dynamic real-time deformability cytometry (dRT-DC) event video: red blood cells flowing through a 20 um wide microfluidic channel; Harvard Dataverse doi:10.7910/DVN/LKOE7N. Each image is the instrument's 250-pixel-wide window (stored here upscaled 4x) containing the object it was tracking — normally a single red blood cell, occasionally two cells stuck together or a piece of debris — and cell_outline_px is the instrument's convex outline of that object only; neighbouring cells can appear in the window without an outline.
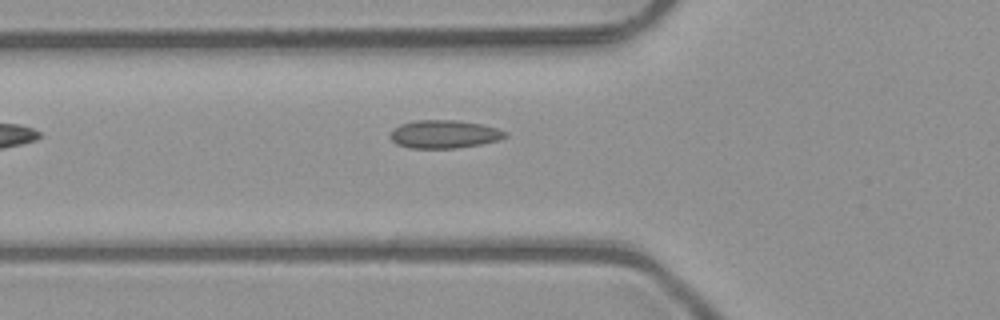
{"species": "common noctule bat (a hibernating species)", "species_latin": "Nyctalus noctula", "temperature_condition": "room temperature", "stored_images_in_passage": 5, "camera_frame_rate_fps": 3000, "um_per_image_px": 0.085, "animal": {"sex": "male", "body_mass_g": 23.1, "forearm_length_mm": 52.7}, "frame": {"image": 1, "passage_image": 5, "time_ms": 1.333, "image_size_px": [1000, 320], "cell_outline_px": [[508, 136], [500, 140], [480, 144], [456, 148], [408, 148], [396, 144], [392, 140], [392, 132], [400, 124], [416, 120], [456, 120], [480, 124], [496, 128], [508, 132]], "centroid_in_image_um": [37.79, 11.41], "position_along_channel_um": 88.0, "area_um2": 18.73}}